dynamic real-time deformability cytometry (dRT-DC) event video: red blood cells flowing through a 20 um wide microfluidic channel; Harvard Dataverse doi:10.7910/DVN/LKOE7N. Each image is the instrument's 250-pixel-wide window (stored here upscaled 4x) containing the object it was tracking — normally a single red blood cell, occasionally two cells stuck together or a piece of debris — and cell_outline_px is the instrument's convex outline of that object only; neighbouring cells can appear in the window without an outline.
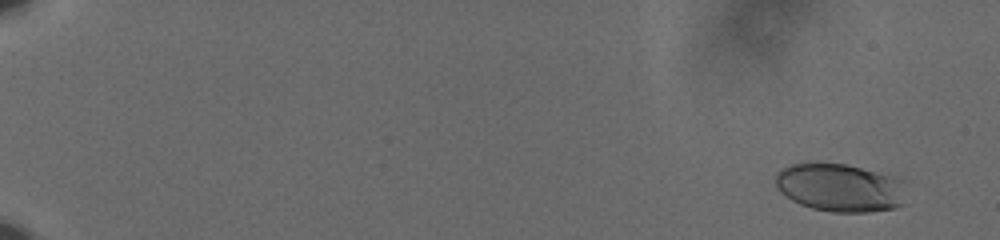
{"species": "human", "species_latin": "Homo sapiens", "temperature_condition": "cold", "stored_images_in_passage": 60, "camera_frame_rate_fps": 3000, "um_per_image_px": 0.085, "donor": {"sex": "male"}, "frame": {"image": 1, "passage_image": 4, "time_ms": 1.0, "image_size_px": [1000, 240], "cell_outline_px": [[908, 204], [896, 208], [868, 212], [832, 212], [812, 208], [800, 204], [792, 200], [780, 192], [776, 184], [776, 172], [780, 168], [788, 164], [844, 164], [904, 176], [908, 180]], "centroid_in_image_um": [71.59, 15.95], "position_along_channel_um": 13.4, "area_um2": 38.09}}
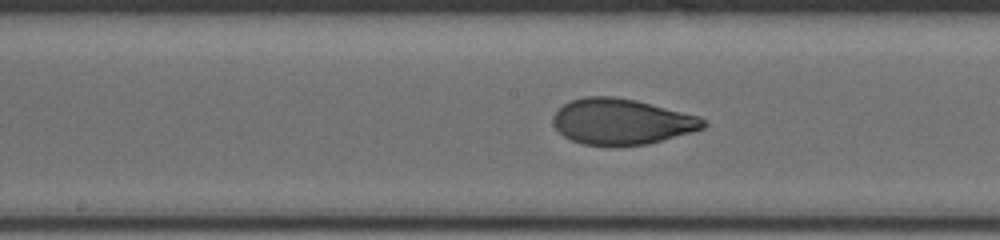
{"frame": {"image": 2, "passage_image": 35, "time_ms": 11.333, "image_size_px": [1000, 240], "cell_outline_px": [[708, 124], [704, 128], [692, 132], [648, 144], [580, 144], [564, 136], [552, 124], [552, 116], [564, 104], [572, 100], [584, 96], [612, 96], [636, 100], [700, 116], [708, 120]], "centroid_in_image_um": [52.87, 10.32], "position_along_channel_um": 195.3, "area_um2": 39.88}}
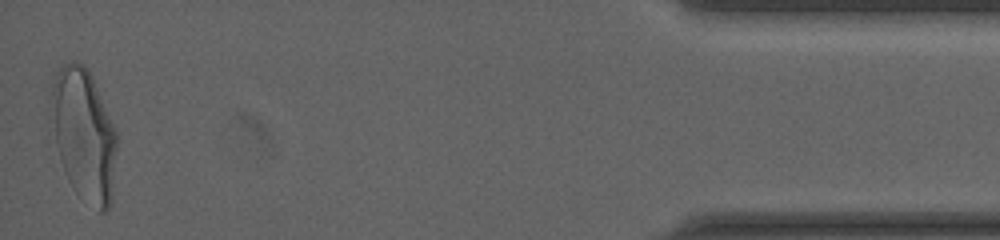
{"frame": {"image": 3, "passage_image": 60, "time_ms": 19.667, "image_size_px": [1000, 240], "cell_outline_px": [[116, 148], [112, 204], [104, 212], [100, 212], [76, 192], [72, 188], [68, 180], [60, 160], [56, 140], [52, 92], [52, 72], [64, 64], [72, 60], [76, 60], [84, 64], [88, 68], [92, 76], [116, 132]], "centroid_in_image_um": [7.15, 11.42], "position_along_channel_um": 428.0, "area_um2": 49.77}, "authors_computed_cell_mechanics": {"area_um2": 39.3329, "velocity_mm_per_s": 3.6259, "shape_relaxation_time_tau1_ms": 4.1702, "shape_relaxation_time_tau2_ms": 0.889, "deformation_change_tau1": 0.1744, "deformation_change_tau2": 0.0574}}